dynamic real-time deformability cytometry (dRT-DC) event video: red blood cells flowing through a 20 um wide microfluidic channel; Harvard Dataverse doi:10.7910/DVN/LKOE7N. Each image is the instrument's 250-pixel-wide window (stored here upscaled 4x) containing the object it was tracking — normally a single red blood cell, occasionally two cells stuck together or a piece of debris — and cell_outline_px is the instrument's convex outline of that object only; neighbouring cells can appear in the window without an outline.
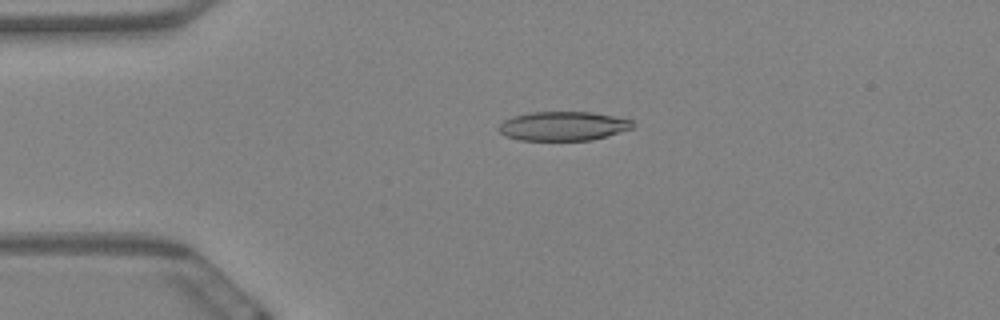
{"species": "Egyptian fruit bat (a non-hibernating species)", "species_latin": "Rousettus aegyptiacus", "temperature_condition": "warm", "stored_images_in_passage": 58, "camera_frame_rate_fps": 3000, "um_per_image_px": 0.085, "animal": {"sex": "female"}, "frame": {"image": 1, "passage_image": 13, "time_ms": 4.0, "image_size_px": [1000, 320], "cell_outline_px": [[632, 128], [608, 136], [592, 140], [520, 140], [508, 136], [500, 132], [496, 128], [504, 120], [512, 116], [528, 112], [592, 112], [632, 120]], "centroid_in_image_um": [47.83, 10.71], "position_along_channel_um": 37.2, "area_um2": 22.66}}
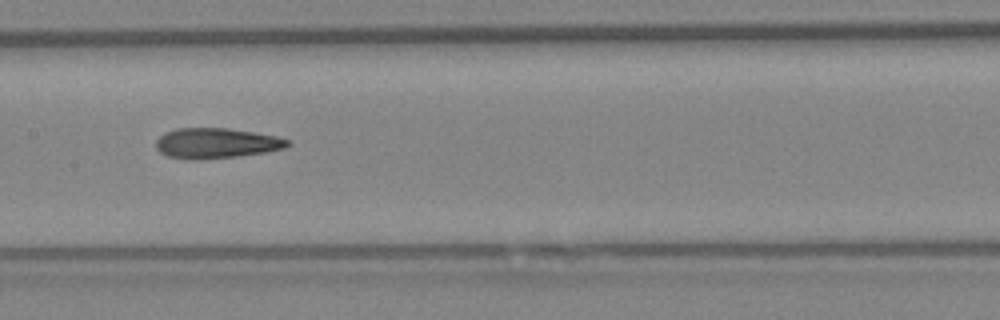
{"frame": {"image": 2, "passage_image": 29, "time_ms": 9.333, "image_size_px": [1000, 320], "cell_outline_px": [[288, 144], [284, 148], [264, 152], [240, 156], [196, 160], [188, 160], [168, 156], [160, 152], [156, 148], [156, 140], [164, 132], [176, 128], [228, 128], [276, 136], [288, 140]], "centroid_in_image_um": [18.32, 12.17], "position_along_channel_um": 189.1, "area_um2": 23.18}}
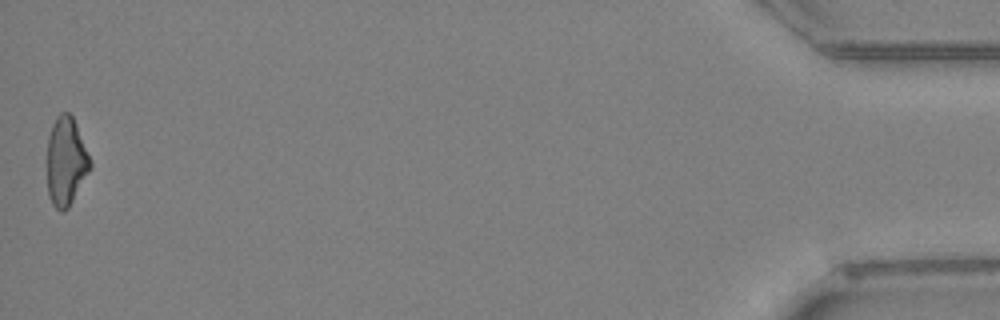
{"frame": {"image": 3, "passage_image": 58, "time_ms": 19.0, "image_size_px": [1000, 320], "cell_outline_px": [[92, 168], [68, 208], [64, 212], [60, 212], [52, 204], [48, 196], [48, 136], [52, 124], [56, 116], [60, 112], [68, 112], [72, 116], [76, 124], [92, 164]], "centroid_in_image_um": [5.61, 13.73], "position_along_channel_um": 429.6, "area_um2": 22.2}, "authors_computed_cell_mechanics": {"area_um2": 23.12, "velocity_mm_per_s": 3.4935, "shape_relaxation_time_tau1_ms": null, "shape_relaxation_time_tau2_ms": 3.5465, "deformation_change_tau1": null, "deformation_change_tau2": 0.1337}}